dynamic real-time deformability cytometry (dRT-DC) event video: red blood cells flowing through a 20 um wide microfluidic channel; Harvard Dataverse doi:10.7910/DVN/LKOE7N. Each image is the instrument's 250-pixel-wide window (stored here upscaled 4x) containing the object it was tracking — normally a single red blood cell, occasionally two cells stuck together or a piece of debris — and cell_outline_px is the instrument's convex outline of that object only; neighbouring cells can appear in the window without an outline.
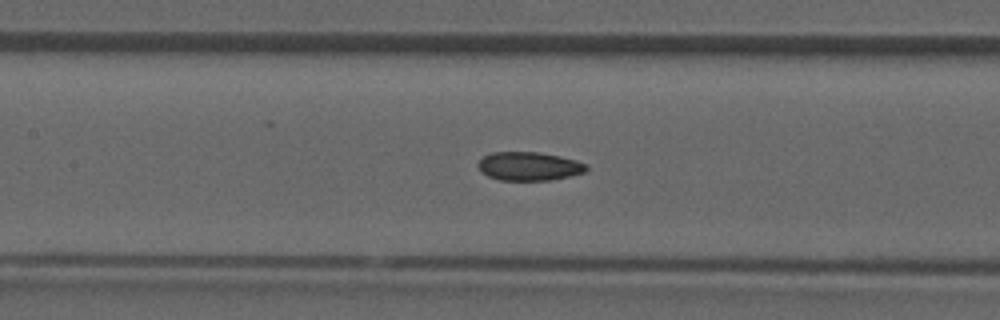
{"species": "common noctule bat (a hibernating species)", "species_latin": "Nyctalus noctula", "temperature_condition": "room temperature", "stored_images_in_passage": 47, "camera_frame_rate_fps": 3000, "um_per_image_px": 0.085, "animal": {"sex": "male", "forearm_length_mm": 52.5}, "frame": {"image": 1, "passage_image": 21, "time_ms": 6.667, "image_size_px": [1000, 320], "cell_outline_px": [[588, 168], [584, 172], [552, 180], [500, 180], [488, 176], [480, 172], [476, 164], [484, 156], [492, 152], [536, 152], [560, 156], [576, 160], [588, 164]], "centroid_in_image_um": [44.95, 14.13], "position_along_channel_um": 162.5, "area_um2": 18.09}}